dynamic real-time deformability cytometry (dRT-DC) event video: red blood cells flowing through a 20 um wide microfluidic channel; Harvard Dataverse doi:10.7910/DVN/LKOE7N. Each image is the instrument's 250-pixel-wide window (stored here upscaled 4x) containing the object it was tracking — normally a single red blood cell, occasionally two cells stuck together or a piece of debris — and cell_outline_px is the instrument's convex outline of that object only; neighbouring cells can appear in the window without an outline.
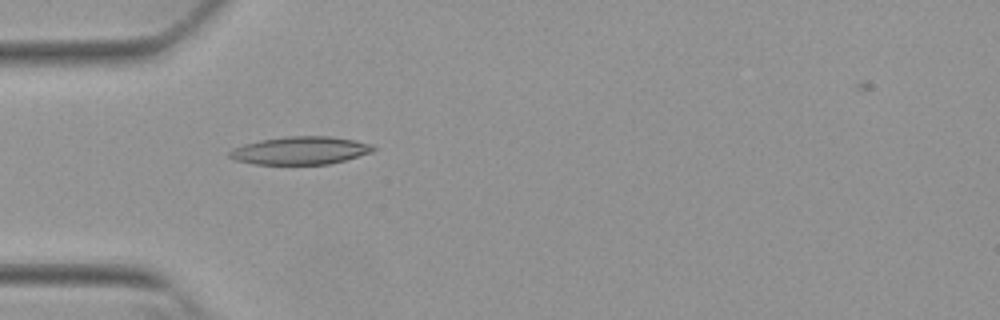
{"species": "Egyptian fruit bat (a non-hibernating species)", "species_latin": "Rousettus aegyptiacus", "temperature_condition": "warm", "stored_images_in_passage": 38, "camera_frame_rate_fps": 3000, "um_per_image_px": 0.085, "animal": {"sex": "female"}, "frame": {"image": 1, "passage_image": 1, "time_ms": 0.0, "image_size_px": [1000, 320], "cell_outline_px": [[376, 148], [372, 152], [344, 160], [328, 164], [252, 164], [232, 160], [228, 156], [228, 152], [232, 148], [244, 144], [260, 140], [288, 136], [328, 136], [352, 140], [372, 144]], "centroid_in_image_um": [25.47, 12.8], "position_along_channel_um": 59.5, "area_um2": 23.35}}
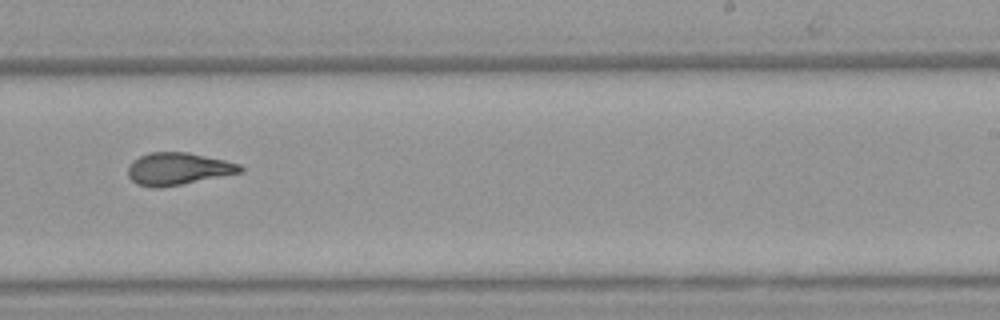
{"frame": {"image": 2, "passage_image": 18, "time_ms": 5.667, "image_size_px": [1000, 320], "cell_outline_px": [[244, 172], [160, 188], [152, 188], [136, 184], [128, 176], [128, 164], [132, 160], [148, 152], [188, 152], [224, 160], [240, 164], [244, 168]], "centroid_in_image_um": [15.11, 14.35], "position_along_channel_um": 273.9, "area_um2": 21.27}}
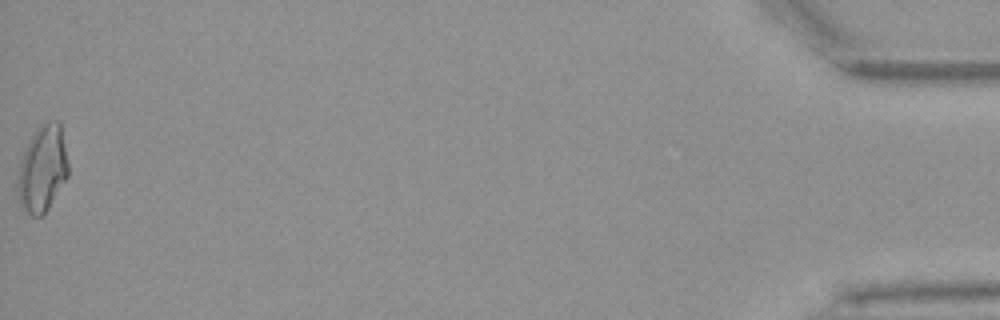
{"frame": {"image": 3, "passage_image": 38, "time_ms": 12.333, "image_size_px": [1000, 320], "cell_outline_px": [[68, 176], [48, 208], [40, 216], [32, 216], [20, 204], [16, 184], [20, 160], [28, 140], [40, 124], [48, 120], [60, 120], [68, 164]], "centroid_in_image_um": [3.6, 14.29], "position_along_channel_um": 431.6, "area_um2": 25.55}, "authors_computed_cell_mechanics": {"area_um2": 21.4438, "velocity_mm_per_s": 3.8491, "shape_relaxation_time_tau1_ms": 8.399, "shape_relaxation_time_tau2_ms": 1.6482, "deformation_change_tau1": 0.2783, "deformation_change_tau2": 0.1}}